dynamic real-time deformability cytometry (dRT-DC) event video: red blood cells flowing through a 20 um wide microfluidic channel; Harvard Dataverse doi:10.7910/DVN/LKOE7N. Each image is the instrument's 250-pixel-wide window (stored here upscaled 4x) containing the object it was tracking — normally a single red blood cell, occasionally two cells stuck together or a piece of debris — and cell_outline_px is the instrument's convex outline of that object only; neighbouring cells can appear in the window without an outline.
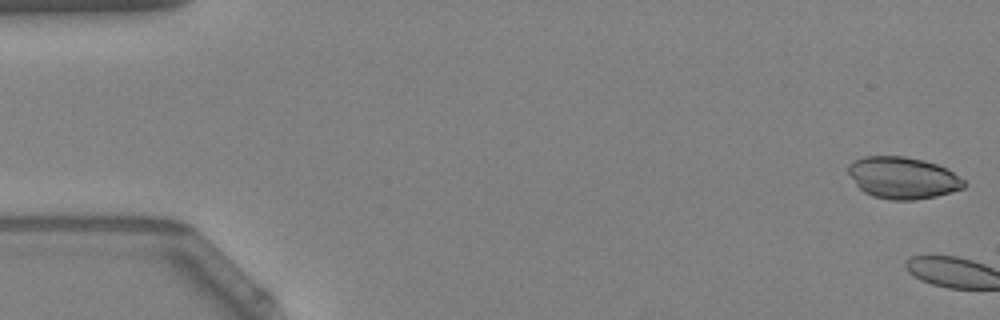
{"species": "Egyptian fruit bat (a non-hibernating species)", "species_latin": "Rousettus aegyptiacus", "temperature_condition": "warm", "stored_images_in_passage": 3, "camera_frame_rate_fps": 3000, "um_per_image_px": 0.085, "animal": {"sex": "female"}, "frame": {"image": 1, "passage_image": 1, "time_ms": 0.0, "image_size_px": [1000, 320], "cell_outline_px": [[968, 184], [964, 188], [936, 196], [916, 200], [892, 200], [872, 196], [864, 192], [856, 184], [848, 172], [848, 164], [852, 160], [864, 156], [904, 156], [924, 160], [948, 168], [964, 180]], "centroid_in_image_um": [76.75, 15.11], "position_along_channel_um": 8.3, "area_um2": 28.38}}